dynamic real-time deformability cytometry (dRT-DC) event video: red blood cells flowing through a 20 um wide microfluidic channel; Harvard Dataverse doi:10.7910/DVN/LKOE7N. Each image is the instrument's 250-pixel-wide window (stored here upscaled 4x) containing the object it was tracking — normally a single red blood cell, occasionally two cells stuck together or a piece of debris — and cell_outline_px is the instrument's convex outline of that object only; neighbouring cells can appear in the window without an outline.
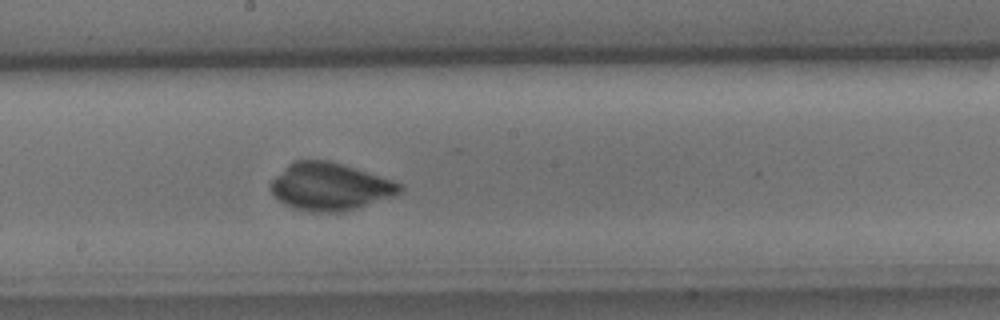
{"species": "common noctule bat (a hibernating species)", "species_latin": "Nyctalus noctula", "temperature_condition": "cold", "stored_images_in_passage": 35, "camera_frame_rate_fps": 3000, "um_per_image_px": 0.085, "animal": {"sex": "male", "body_mass_g": 15.6}, "frame": {"image": 1, "passage_image": 13, "time_ms": 4.0, "image_size_px": [1000, 320], "cell_outline_px": [[404, 188], [400, 192], [392, 196], [344, 212], [312, 212], [296, 208], [284, 204], [268, 188], [272, 180], [292, 160], [328, 160], [400, 184]], "centroid_in_image_um": [27.97, 15.87], "position_along_channel_um": 220.2, "area_um2": 34.91}}
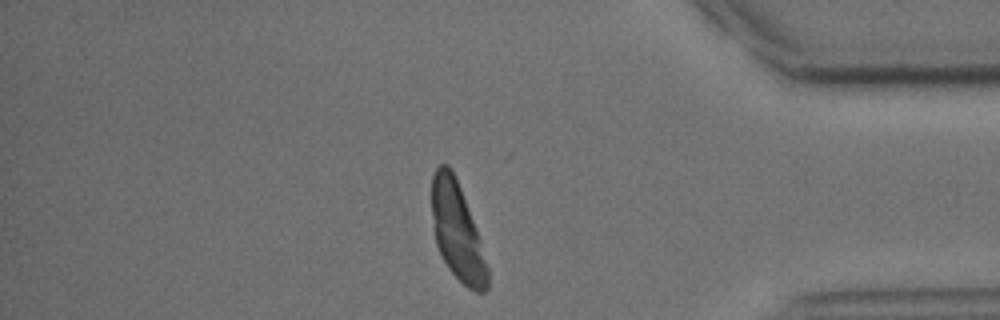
{"frame": {"image": 2, "passage_image": 28, "time_ms": 9.0, "image_size_px": [1000, 320], "cell_outline_px": [[488, 288], [484, 292], [476, 292], [468, 288], [448, 268], [436, 244], [432, 228], [432, 176], [436, 168], [440, 164], [448, 164], [456, 176], [480, 240], [488, 268]], "centroid_in_image_um": [38.85, 19.66], "position_along_channel_um": 396.4, "area_um2": 31.39}}
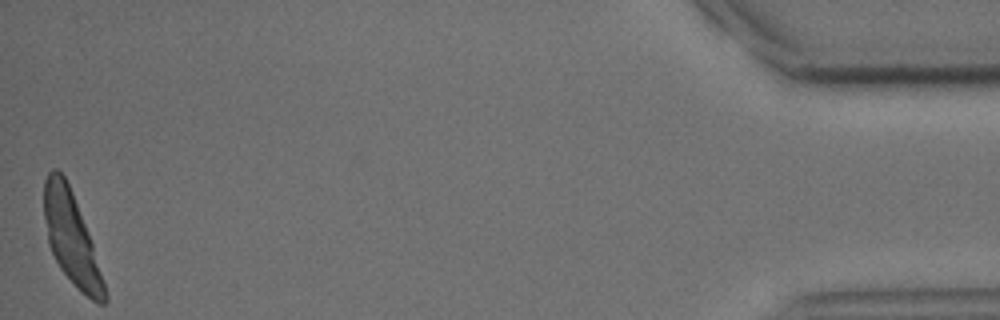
{"frame": {"image": 3, "passage_image": 35, "time_ms": 11.333, "image_size_px": [1000, 320], "cell_outline_px": [[108, 300], [104, 304], [96, 304], [80, 292], [60, 268], [48, 244], [44, 216], [44, 180], [48, 172], [52, 168], [56, 168], [64, 176], [72, 192], [88, 232], [92, 244], [108, 296]], "centroid_in_image_um": [6.06, 20.28], "position_along_channel_um": 429.1, "area_um2": 32.02}}